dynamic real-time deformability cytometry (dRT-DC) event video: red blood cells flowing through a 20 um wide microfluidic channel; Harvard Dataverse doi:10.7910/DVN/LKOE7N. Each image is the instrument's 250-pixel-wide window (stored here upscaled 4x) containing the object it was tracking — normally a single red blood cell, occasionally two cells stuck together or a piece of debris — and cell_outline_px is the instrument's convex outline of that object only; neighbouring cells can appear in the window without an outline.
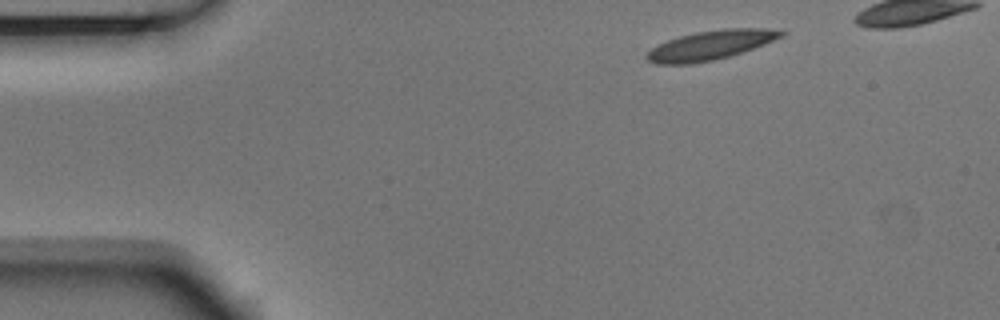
{"species": "Egyptian fruit bat (a non-hibernating species)", "species_latin": "Rousettus aegyptiacus", "temperature_condition": "room temperature", "stored_images_in_passage": 4, "camera_frame_rate_fps": 3000, "um_per_image_px": 0.085, "animal": {"sex": "male"}, "frame": {"image": 1, "passage_image": 1, "time_ms": 0.0, "image_size_px": [1000, 320], "cell_outline_px": [[788, 32], [784, 36], [764, 44], [728, 56], [712, 60], [692, 64], [656, 64], [648, 60], [644, 56], [652, 48], [668, 40], [680, 36], [696, 32], [724, 28], [764, 28]], "centroid_in_image_um": [60.39, 3.83], "position_along_channel_um": 24.6, "area_um2": 22.66}}